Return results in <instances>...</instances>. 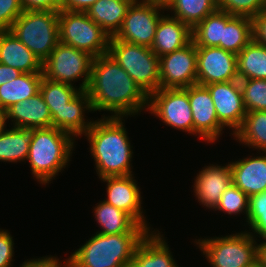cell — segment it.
<instances>
[{
  "label": "cell",
  "mask_w": 266,
  "mask_h": 267,
  "mask_svg": "<svg viewBox=\"0 0 266 267\" xmlns=\"http://www.w3.org/2000/svg\"><path fill=\"white\" fill-rule=\"evenodd\" d=\"M20 267H63L58 258L54 256H45L38 259H30L23 262Z\"/></svg>",
  "instance_id": "obj_43"
},
{
  "label": "cell",
  "mask_w": 266,
  "mask_h": 267,
  "mask_svg": "<svg viewBox=\"0 0 266 267\" xmlns=\"http://www.w3.org/2000/svg\"><path fill=\"white\" fill-rule=\"evenodd\" d=\"M143 1L163 5L166 7L171 0H143Z\"/></svg>",
  "instance_id": "obj_47"
},
{
  "label": "cell",
  "mask_w": 266,
  "mask_h": 267,
  "mask_svg": "<svg viewBox=\"0 0 266 267\" xmlns=\"http://www.w3.org/2000/svg\"><path fill=\"white\" fill-rule=\"evenodd\" d=\"M192 41V29L179 19L163 15L157 25L151 50L161 57L183 48Z\"/></svg>",
  "instance_id": "obj_20"
},
{
  "label": "cell",
  "mask_w": 266,
  "mask_h": 267,
  "mask_svg": "<svg viewBox=\"0 0 266 267\" xmlns=\"http://www.w3.org/2000/svg\"><path fill=\"white\" fill-rule=\"evenodd\" d=\"M94 111L111 117L133 116L148 109V96L109 53L94 57L86 89Z\"/></svg>",
  "instance_id": "obj_1"
},
{
  "label": "cell",
  "mask_w": 266,
  "mask_h": 267,
  "mask_svg": "<svg viewBox=\"0 0 266 267\" xmlns=\"http://www.w3.org/2000/svg\"><path fill=\"white\" fill-rule=\"evenodd\" d=\"M253 40L266 46V9L252 18Z\"/></svg>",
  "instance_id": "obj_41"
},
{
  "label": "cell",
  "mask_w": 266,
  "mask_h": 267,
  "mask_svg": "<svg viewBox=\"0 0 266 267\" xmlns=\"http://www.w3.org/2000/svg\"><path fill=\"white\" fill-rule=\"evenodd\" d=\"M23 11L20 0H0V31H9Z\"/></svg>",
  "instance_id": "obj_38"
},
{
  "label": "cell",
  "mask_w": 266,
  "mask_h": 267,
  "mask_svg": "<svg viewBox=\"0 0 266 267\" xmlns=\"http://www.w3.org/2000/svg\"><path fill=\"white\" fill-rule=\"evenodd\" d=\"M59 42L93 57L108 53L110 36L86 12L59 10Z\"/></svg>",
  "instance_id": "obj_8"
},
{
  "label": "cell",
  "mask_w": 266,
  "mask_h": 267,
  "mask_svg": "<svg viewBox=\"0 0 266 267\" xmlns=\"http://www.w3.org/2000/svg\"><path fill=\"white\" fill-rule=\"evenodd\" d=\"M134 0L127 10L121 28L113 36L127 43L151 48L156 28L163 16L159 11L165 6L146 1Z\"/></svg>",
  "instance_id": "obj_10"
},
{
  "label": "cell",
  "mask_w": 266,
  "mask_h": 267,
  "mask_svg": "<svg viewBox=\"0 0 266 267\" xmlns=\"http://www.w3.org/2000/svg\"><path fill=\"white\" fill-rule=\"evenodd\" d=\"M246 112L266 111V79H239Z\"/></svg>",
  "instance_id": "obj_34"
},
{
  "label": "cell",
  "mask_w": 266,
  "mask_h": 267,
  "mask_svg": "<svg viewBox=\"0 0 266 267\" xmlns=\"http://www.w3.org/2000/svg\"><path fill=\"white\" fill-rule=\"evenodd\" d=\"M239 80L237 55L219 47H197V84Z\"/></svg>",
  "instance_id": "obj_13"
},
{
  "label": "cell",
  "mask_w": 266,
  "mask_h": 267,
  "mask_svg": "<svg viewBox=\"0 0 266 267\" xmlns=\"http://www.w3.org/2000/svg\"><path fill=\"white\" fill-rule=\"evenodd\" d=\"M85 110L93 111L90 97L86 91H80L62 110L51 113L52 127L70 134L74 139L86 133L93 121H85Z\"/></svg>",
  "instance_id": "obj_21"
},
{
  "label": "cell",
  "mask_w": 266,
  "mask_h": 267,
  "mask_svg": "<svg viewBox=\"0 0 266 267\" xmlns=\"http://www.w3.org/2000/svg\"><path fill=\"white\" fill-rule=\"evenodd\" d=\"M211 94L218 121L233 134L242 126L246 110L239 80L205 85Z\"/></svg>",
  "instance_id": "obj_14"
},
{
  "label": "cell",
  "mask_w": 266,
  "mask_h": 267,
  "mask_svg": "<svg viewBox=\"0 0 266 267\" xmlns=\"http://www.w3.org/2000/svg\"><path fill=\"white\" fill-rule=\"evenodd\" d=\"M217 7L230 15L253 18L266 9V0H217Z\"/></svg>",
  "instance_id": "obj_37"
},
{
  "label": "cell",
  "mask_w": 266,
  "mask_h": 267,
  "mask_svg": "<svg viewBox=\"0 0 266 267\" xmlns=\"http://www.w3.org/2000/svg\"><path fill=\"white\" fill-rule=\"evenodd\" d=\"M226 24L227 12L217 9L192 29V41L196 47H218Z\"/></svg>",
  "instance_id": "obj_32"
},
{
  "label": "cell",
  "mask_w": 266,
  "mask_h": 267,
  "mask_svg": "<svg viewBox=\"0 0 266 267\" xmlns=\"http://www.w3.org/2000/svg\"><path fill=\"white\" fill-rule=\"evenodd\" d=\"M265 156L244 158L230 162L232 183L248 197L266 192Z\"/></svg>",
  "instance_id": "obj_19"
},
{
  "label": "cell",
  "mask_w": 266,
  "mask_h": 267,
  "mask_svg": "<svg viewBox=\"0 0 266 267\" xmlns=\"http://www.w3.org/2000/svg\"><path fill=\"white\" fill-rule=\"evenodd\" d=\"M122 117L104 116L95 120L84 134L90 144L99 178L133 175V150Z\"/></svg>",
  "instance_id": "obj_2"
},
{
  "label": "cell",
  "mask_w": 266,
  "mask_h": 267,
  "mask_svg": "<svg viewBox=\"0 0 266 267\" xmlns=\"http://www.w3.org/2000/svg\"><path fill=\"white\" fill-rule=\"evenodd\" d=\"M94 214L97 222L102 228L98 233L103 235L121 233H148L145 226L139 225L128 213L100 201L95 208Z\"/></svg>",
  "instance_id": "obj_24"
},
{
  "label": "cell",
  "mask_w": 266,
  "mask_h": 267,
  "mask_svg": "<svg viewBox=\"0 0 266 267\" xmlns=\"http://www.w3.org/2000/svg\"><path fill=\"white\" fill-rule=\"evenodd\" d=\"M148 233H121L94 236L77 249L64 267H128L142 239Z\"/></svg>",
  "instance_id": "obj_3"
},
{
  "label": "cell",
  "mask_w": 266,
  "mask_h": 267,
  "mask_svg": "<svg viewBox=\"0 0 266 267\" xmlns=\"http://www.w3.org/2000/svg\"><path fill=\"white\" fill-rule=\"evenodd\" d=\"M21 74L22 72L19 70L0 63V86L4 85L8 81H13Z\"/></svg>",
  "instance_id": "obj_44"
},
{
  "label": "cell",
  "mask_w": 266,
  "mask_h": 267,
  "mask_svg": "<svg viewBox=\"0 0 266 267\" xmlns=\"http://www.w3.org/2000/svg\"><path fill=\"white\" fill-rule=\"evenodd\" d=\"M133 175L109 176L101 178L107 183L108 204L128 213L139 225L145 226L149 231L141 207V192Z\"/></svg>",
  "instance_id": "obj_16"
},
{
  "label": "cell",
  "mask_w": 266,
  "mask_h": 267,
  "mask_svg": "<svg viewBox=\"0 0 266 267\" xmlns=\"http://www.w3.org/2000/svg\"><path fill=\"white\" fill-rule=\"evenodd\" d=\"M165 8L191 29L218 9L217 0H171Z\"/></svg>",
  "instance_id": "obj_30"
},
{
  "label": "cell",
  "mask_w": 266,
  "mask_h": 267,
  "mask_svg": "<svg viewBox=\"0 0 266 267\" xmlns=\"http://www.w3.org/2000/svg\"><path fill=\"white\" fill-rule=\"evenodd\" d=\"M108 53L149 97L159 89V57L149 47L110 38Z\"/></svg>",
  "instance_id": "obj_5"
},
{
  "label": "cell",
  "mask_w": 266,
  "mask_h": 267,
  "mask_svg": "<svg viewBox=\"0 0 266 267\" xmlns=\"http://www.w3.org/2000/svg\"><path fill=\"white\" fill-rule=\"evenodd\" d=\"M31 130L12 127L0 134V161L18 162L28 158Z\"/></svg>",
  "instance_id": "obj_29"
},
{
  "label": "cell",
  "mask_w": 266,
  "mask_h": 267,
  "mask_svg": "<svg viewBox=\"0 0 266 267\" xmlns=\"http://www.w3.org/2000/svg\"><path fill=\"white\" fill-rule=\"evenodd\" d=\"M134 0H98L85 12L110 37L121 28L127 10Z\"/></svg>",
  "instance_id": "obj_25"
},
{
  "label": "cell",
  "mask_w": 266,
  "mask_h": 267,
  "mask_svg": "<svg viewBox=\"0 0 266 267\" xmlns=\"http://www.w3.org/2000/svg\"><path fill=\"white\" fill-rule=\"evenodd\" d=\"M24 11H59L60 0H20Z\"/></svg>",
  "instance_id": "obj_40"
},
{
  "label": "cell",
  "mask_w": 266,
  "mask_h": 267,
  "mask_svg": "<svg viewBox=\"0 0 266 267\" xmlns=\"http://www.w3.org/2000/svg\"><path fill=\"white\" fill-rule=\"evenodd\" d=\"M249 197L243 193L236 185L231 183L220 197L215 210L227 212V214H240L244 212L248 216Z\"/></svg>",
  "instance_id": "obj_35"
},
{
  "label": "cell",
  "mask_w": 266,
  "mask_h": 267,
  "mask_svg": "<svg viewBox=\"0 0 266 267\" xmlns=\"http://www.w3.org/2000/svg\"><path fill=\"white\" fill-rule=\"evenodd\" d=\"M252 232L198 239L195 243L212 267H255L257 242Z\"/></svg>",
  "instance_id": "obj_7"
},
{
  "label": "cell",
  "mask_w": 266,
  "mask_h": 267,
  "mask_svg": "<svg viewBox=\"0 0 266 267\" xmlns=\"http://www.w3.org/2000/svg\"><path fill=\"white\" fill-rule=\"evenodd\" d=\"M59 11H23L10 31L43 63L59 43Z\"/></svg>",
  "instance_id": "obj_6"
},
{
  "label": "cell",
  "mask_w": 266,
  "mask_h": 267,
  "mask_svg": "<svg viewBox=\"0 0 266 267\" xmlns=\"http://www.w3.org/2000/svg\"><path fill=\"white\" fill-rule=\"evenodd\" d=\"M188 98L193 117V134L204 141L215 142L225 127L218 121L215 106L207 87L194 84L188 87Z\"/></svg>",
  "instance_id": "obj_15"
},
{
  "label": "cell",
  "mask_w": 266,
  "mask_h": 267,
  "mask_svg": "<svg viewBox=\"0 0 266 267\" xmlns=\"http://www.w3.org/2000/svg\"><path fill=\"white\" fill-rule=\"evenodd\" d=\"M0 63L22 73L42 72V62L10 30L0 31Z\"/></svg>",
  "instance_id": "obj_22"
},
{
  "label": "cell",
  "mask_w": 266,
  "mask_h": 267,
  "mask_svg": "<svg viewBox=\"0 0 266 267\" xmlns=\"http://www.w3.org/2000/svg\"><path fill=\"white\" fill-rule=\"evenodd\" d=\"M42 72L22 73L13 81L0 86V108L6 111L15 103L31 98L40 91Z\"/></svg>",
  "instance_id": "obj_26"
},
{
  "label": "cell",
  "mask_w": 266,
  "mask_h": 267,
  "mask_svg": "<svg viewBox=\"0 0 266 267\" xmlns=\"http://www.w3.org/2000/svg\"><path fill=\"white\" fill-rule=\"evenodd\" d=\"M261 244H257V265L260 267H266V237L262 238Z\"/></svg>",
  "instance_id": "obj_45"
},
{
  "label": "cell",
  "mask_w": 266,
  "mask_h": 267,
  "mask_svg": "<svg viewBox=\"0 0 266 267\" xmlns=\"http://www.w3.org/2000/svg\"><path fill=\"white\" fill-rule=\"evenodd\" d=\"M10 232L0 229V267H11L14 254V241Z\"/></svg>",
  "instance_id": "obj_39"
},
{
  "label": "cell",
  "mask_w": 266,
  "mask_h": 267,
  "mask_svg": "<svg viewBox=\"0 0 266 267\" xmlns=\"http://www.w3.org/2000/svg\"><path fill=\"white\" fill-rule=\"evenodd\" d=\"M151 233V234H150ZM128 267H179L160 232L149 231L135 250Z\"/></svg>",
  "instance_id": "obj_23"
},
{
  "label": "cell",
  "mask_w": 266,
  "mask_h": 267,
  "mask_svg": "<svg viewBox=\"0 0 266 267\" xmlns=\"http://www.w3.org/2000/svg\"><path fill=\"white\" fill-rule=\"evenodd\" d=\"M163 123L193 135V117L186 88H159L148 98V110Z\"/></svg>",
  "instance_id": "obj_11"
},
{
  "label": "cell",
  "mask_w": 266,
  "mask_h": 267,
  "mask_svg": "<svg viewBox=\"0 0 266 267\" xmlns=\"http://www.w3.org/2000/svg\"><path fill=\"white\" fill-rule=\"evenodd\" d=\"M40 92L49 107L50 113H58L67 106L80 90L72 85L50 81L43 77L40 83Z\"/></svg>",
  "instance_id": "obj_33"
},
{
  "label": "cell",
  "mask_w": 266,
  "mask_h": 267,
  "mask_svg": "<svg viewBox=\"0 0 266 267\" xmlns=\"http://www.w3.org/2000/svg\"><path fill=\"white\" fill-rule=\"evenodd\" d=\"M6 119H12L13 127L17 128L32 130L52 127V116L40 91L31 98L10 106L6 110Z\"/></svg>",
  "instance_id": "obj_18"
},
{
  "label": "cell",
  "mask_w": 266,
  "mask_h": 267,
  "mask_svg": "<svg viewBox=\"0 0 266 267\" xmlns=\"http://www.w3.org/2000/svg\"><path fill=\"white\" fill-rule=\"evenodd\" d=\"M239 79H266V46L253 39L237 54Z\"/></svg>",
  "instance_id": "obj_27"
},
{
  "label": "cell",
  "mask_w": 266,
  "mask_h": 267,
  "mask_svg": "<svg viewBox=\"0 0 266 267\" xmlns=\"http://www.w3.org/2000/svg\"><path fill=\"white\" fill-rule=\"evenodd\" d=\"M232 135L246 146L266 152V111L246 112L242 126Z\"/></svg>",
  "instance_id": "obj_31"
},
{
  "label": "cell",
  "mask_w": 266,
  "mask_h": 267,
  "mask_svg": "<svg viewBox=\"0 0 266 267\" xmlns=\"http://www.w3.org/2000/svg\"><path fill=\"white\" fill-rule=\"evenodd\" d=\"M74 138L59 129H32L27 161L33 176L41 184L49 183L68 165Z\"/></svg>",
  "instance_id": "obj_4"
},
{
  "label": "cell",
  "mask_w": 266,
  "mask_h": 267,
  "mask_svg": "<svg viewBox=\"0 0 266 267\" xmlns=\"http://www.w3.org/2000/svg\"><path fill=\"white\" fill-rule=\"evenodd\" d=\"M232 183L230 163L225 166L211 165L199 171L194 182V193L198 202L214 210L223 192Z\"/></svg>",
  "instance_id": "obj_17"
},
{
  "label": "cell",
  "mask_w": 266,
  "mask_h": 267,
  "mask_svg": "<svg viewBox=\"0 0 266 267\" xmlns=\"http://www.w3.org/2000/svg\"><path fill=\"white\" fill-rule=\"evenodd\" d=\"M159 88H186L197 84V47L193 41L159 57Z\"/></svg>",
  "instance_id": "obj_12"
},
{
  "label": "cell",
  "mask_w": 266,
  "mask_h": 267,
  "mask_svg": "<svg viewBox=\"0 0 266 267\" xmlns=\"http://www.w3.org/2000/svg\"><path fill=\"white\" fill-rule=\"evenodd\" d=\"M93 58L86 51L59 42L42 63L43 77L50 81L72 86V81L82 78L83 81L78 89L86 91L90 81Z\"/></svg>",
  "instance_id": "obj_9"
},
{
  "label": "cell",
  "mask_w": 266,
  "mask_h": 267,
  "mask_svg": "<svg viewBox=\"0 0 266 267\" xmlns=\"http://www.w3.org/2000/svg\"><path fill=\"white\" fill-rule=\"evenodd\" d=\"M98 0H60L62 10L85 12Z\"/></svg>",
  "instance_id": "obj_42"
},
{
  "label": "cell",
  "mask_w": 266,
  "mask_h": 267,
  "mask_svg": "<svg viewBox=\"0 0 266 267\" xmlns=\"http://www.w3.org/2000/svg\"><path fill=\"white\" fill-rule=\"evenodd\" d=\"M252 39V18L227 13V24L218 47L237 55Z\"/></svg>",
  "instance_id": "obj_28"
},
{
  "label": "cell",
  "mask_w": 266,
  "mask_h": 267,
  "mask_svg": "<svg viewBox=\"0 0 266 267\" xmlns=\"http://www.w3.org/2000/svg\"><path fill=\"white\" fill-rule=\"evenodd\" d=\"M246 219L256 236L266 237V192L249 197Z\"/></svg>",
  "instance_id": "obj_36"
},
{
  "label": "cell",
  "mask_w": 266,
  "mask_h": 267,
  "mask_svg": "<svg viewBox=\"0 0 266 267\" xmlns=\"http://www.w3.org/2000/svg\"><path fill=\"white\" fill-rule=\"evenodd\" d=\"M6 111H4L2 108H0V134L5 130L6 128Z\"/></svg>",
  "instance_id": "obj_46"
}]
</instances>
